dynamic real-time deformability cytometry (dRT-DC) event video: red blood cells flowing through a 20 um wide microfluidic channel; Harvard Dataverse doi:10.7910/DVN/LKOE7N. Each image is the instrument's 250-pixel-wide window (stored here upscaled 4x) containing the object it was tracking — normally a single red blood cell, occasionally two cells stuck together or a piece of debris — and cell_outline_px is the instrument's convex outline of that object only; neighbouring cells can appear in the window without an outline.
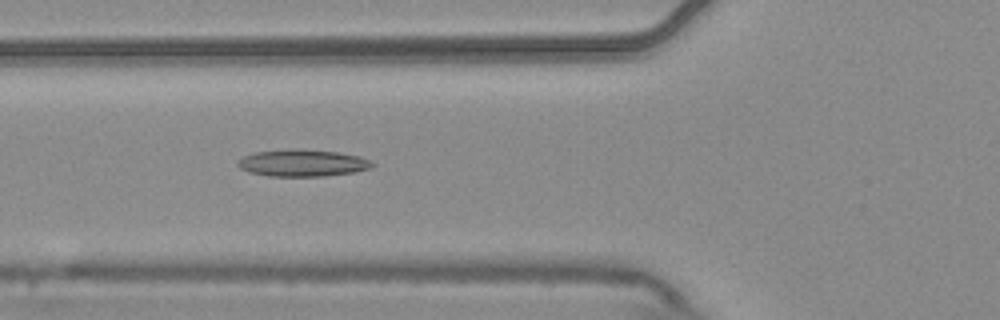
{"species": "common noctule bat (a hibernating species)", "species_latin": "Nyctalus noctula", "temperature_condition": "warm", "stored_images_in_passage": 4, "camera_frame_rate_fps": 3000, "um_per_image_px": 0.085, "animal": {"sex": "male", "body_mass_g": 20.4}, "frame": {"image": 1, "passage_image": 4, "time_ms": 1.0, "image_size_px": [1000, 320], "cell_outline_px": [[376, 164], [372, 168], [352, 172], [324, 176], [268, 176], [248, 172], [240, 168], [236, 164], [244, 156], [256, 152], [292, 148], [296, 148], [336, 152], [360, 156]], "centroid_in_image_um": [25.71, 13.85], "position_along_channel_um": 100.1, "area_um2": 21.1}}